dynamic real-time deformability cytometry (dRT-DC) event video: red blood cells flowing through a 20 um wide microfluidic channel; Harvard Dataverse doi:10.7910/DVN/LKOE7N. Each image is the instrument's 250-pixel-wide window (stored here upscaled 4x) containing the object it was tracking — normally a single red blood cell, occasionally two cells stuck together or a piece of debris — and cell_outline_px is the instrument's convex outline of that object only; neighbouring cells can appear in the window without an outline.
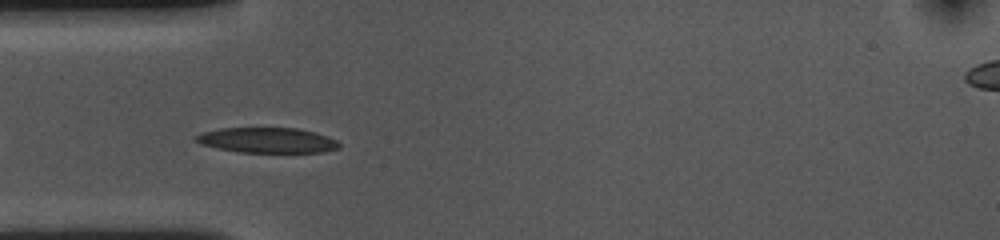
{"species": "common noctule bat (a hibernating species)", "species_latin": "Nyctalus noctula", "temperature_condition": "cold", "stored_images_in_passage": 41, "camera_frame_rate_fps": 3000, "um_per_image_px": 0.085, "animal": {"sex": "female", "body_mass_g": 10.0, "forearm_length_mm": 53.1}, "frame": {"image": 1, "passage_image": 4, "time_ms": 1.0, "image_size_px": [1000, 240], "cell_outline_px": [[340, 148], [324, 152], [240, 152], [216, 148], [200, 144], [192, 140], [192, 136], [204, 132], [220, 128], [296, 128], [316, 132], [336, 140], [340, 144]], "centroid_in_image_um": [22.67, 11.92], "position_along_channel_um": 62.3, "area_um2": 21.21}}
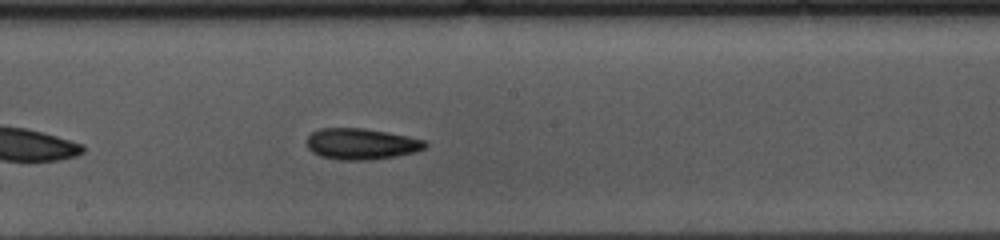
{"frame": {"image": 2, "passage_image": 17, "time_ms": 5.333, "image_size_px": [1000, 240], "cell_outline_px": [[428, 144], [424, 148], [416, 152], [396, 156], [368, 160], [340, 160], [320, 156], [312, 152], [308, 148], [308, 136], [312, 132], [320, 128], [364, 128], [388, 132], [408, 136], [424, 140]], "centroid_in_image_um": [30.72, 12.23], "position_along_channel_um": 217.5, "area_um2": 21.5}}
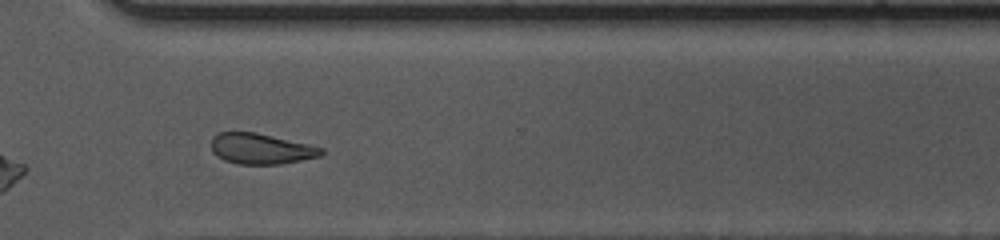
{"frame": {"image": 3, "passage_image": 28, "time_ms": 9.0, "image_size_px": [1000, 240], "cell_outline_px": [[324, 152], [320, 156], [280, 164], [240, 164], [224, 160], [216, 156], [212, 152], [212, 136], [220, 132], [256, 132], [308, 144], [324, 148]], "centroid_in_image_um": [22.16, 12.64], "position_along_channel_um": 348.4, "area_um2": 19.59}, "authors_computed_cell_mechanics": {"area_um2": 21.1548, "velocity_mm_per_s": 3.5748, "shape_relaxation_time_tau1_ms": 9.4054, "shape_relaxation_time_tau2_ms": 7.4162, "deformation_change_tau1": 0.1693, "deformation_change_tau2": 0.1595}}